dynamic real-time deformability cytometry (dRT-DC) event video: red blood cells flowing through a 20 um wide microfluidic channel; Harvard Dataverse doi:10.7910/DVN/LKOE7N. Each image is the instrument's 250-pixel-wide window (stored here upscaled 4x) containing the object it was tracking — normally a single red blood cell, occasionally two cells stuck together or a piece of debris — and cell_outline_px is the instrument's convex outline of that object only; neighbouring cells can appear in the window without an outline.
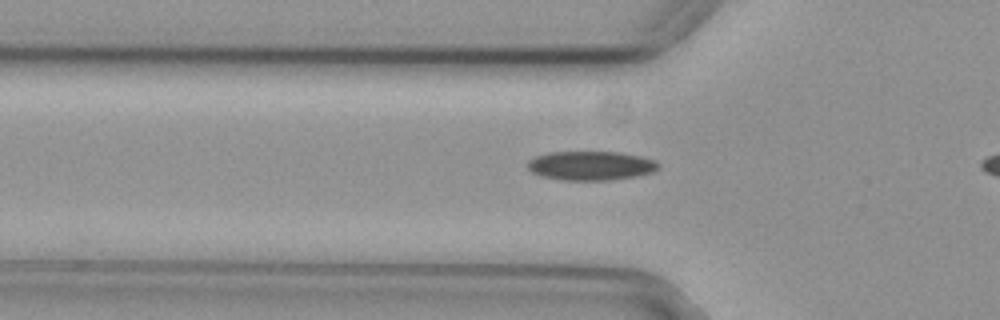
{"species": "common noctule bat (a hibernating species)", "species_latin": "Nyctalus noctula", "temperature_condition": "cold", "stored_images_in_passage": 42, "camera_frame_rate_fps": 3000, "um_per_image_px": 0.085, "animal": {"sex": "female", "body_mass_g": 29.2, "forearm_length_mm": 56.3}, "frame": {"image": 1, "passage_image": 15, "time_ms": 4.667, "image_size_px": [1000, 320], "cell_outline_px": [[660, 168], [652, 172], [632, 176], [608, 180], [560, 180], [540, 176], [532, 172], [528, 168], [528, 160], [536, 156], [548, 152], [620, 152], [640, 156], [656, 160], [660, 164]], "centroid_in_image_um": [50.21, 14.07], "position_along_channel_um": 75.6, "area_um2": 22.2}}
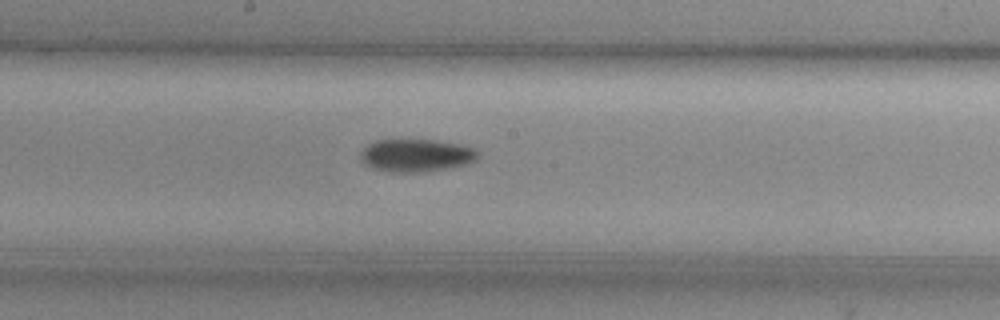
{"frame": {"image": 2, "passage_image": 26, "time_ms": 8.333, "image_size_px": [1000, 320], "cell_outline_px": [[480, 156], [476, 160], [464, 164], [448, 168], [424, 172], [392, 172], [372, 168], [364, 164], [360, 160], [360, 156], [364, 148], [368, 144], [376, 140], [432, 140], [460, 144], [476, 148], [480, 152]], "centroid_in_image_um": [35.4, 13.21], "position_along_channel_um": 212.8, "area_um2": 22.48}}
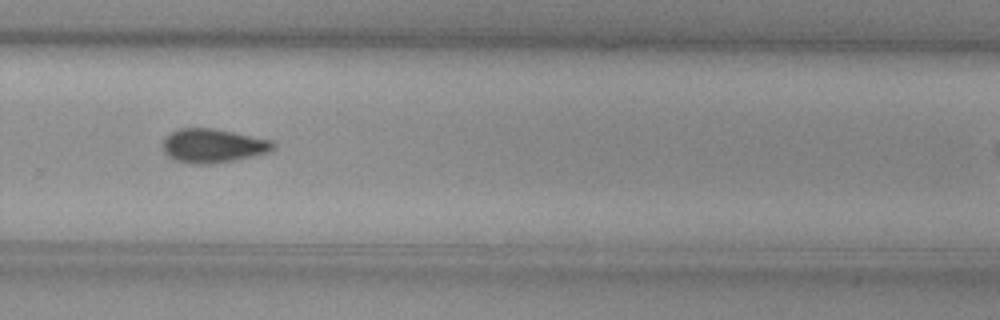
{"frame": {"image": 3, "passage_image": 34, "time_ms": 11.0, "image_size_px": [1000, 320], "cell_outline_px": [[276, 148], [268, 152], [232, 160], [212, 164], [192, 164], [176, 160], [168, 156], [164, 152], [164, 136], [180, 128], [216, 128], [272, 140], [276, 144]], "centroid_in_image_um": [18.11, 12.37], "position_along_channel_um": 311.7, "area_um2": 21.79}}